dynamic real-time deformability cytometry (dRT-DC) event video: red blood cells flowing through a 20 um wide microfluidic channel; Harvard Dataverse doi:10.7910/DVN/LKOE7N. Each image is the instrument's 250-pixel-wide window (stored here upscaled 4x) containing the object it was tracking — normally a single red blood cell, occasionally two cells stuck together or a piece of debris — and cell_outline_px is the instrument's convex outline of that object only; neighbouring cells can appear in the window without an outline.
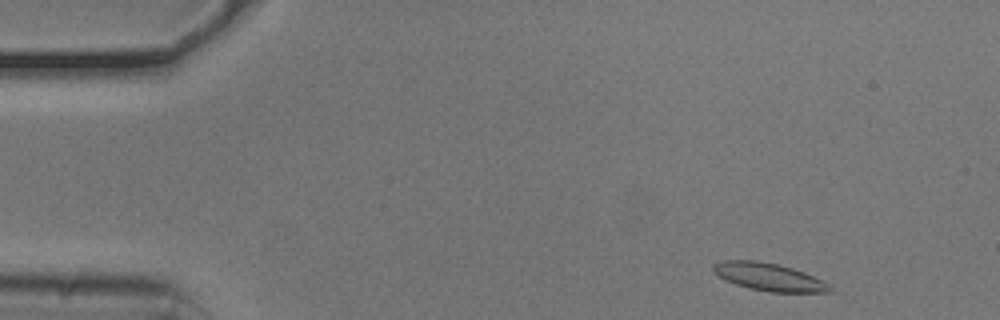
{"species": "common noctule bat (a hibernating species)", "species_latin": "Nyctalus noctula", "temperature_condition": "cold", "stored_images_in_passage": 50, "camera_frame_rate_fps": 3000, "um_per_image_px": 0.085, "animal": {"sex": "male", "body_mass_g": 20.5, "forearm_length_mm": 52.5}, "frame": {"image": 1, "passage_image": 2, "time_ms": 0.333, "image_size_px": [1000, 320], "cell_outline_px": [[836, 292], [772, 292], [748, 288], [736, 284], [712, 272], [712, 264], [720, 260], [756, 260], [776, 264], [792, 268], [804, 272], [828, 284]], "centroid_in_image_um": [65.33, 23.53], "position_along_channel_um": 19.7, "area_um2": 18.67}}
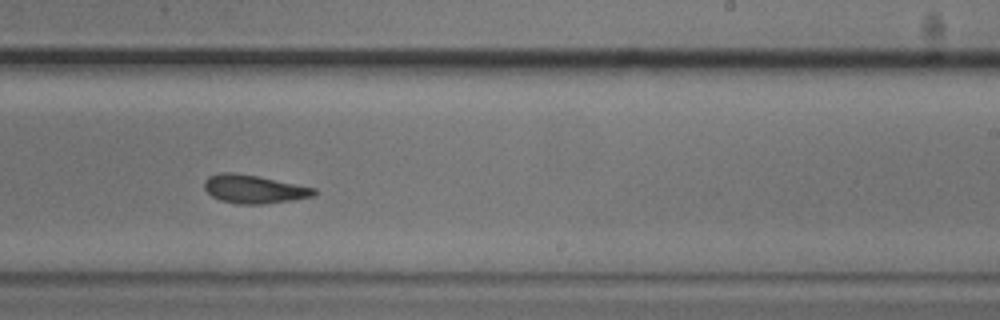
{"frame": {"image": 2, "passage_image": 29, "time_ms": 9.333, "image_size_px": [1000, 320], "cell_outline_px": [[316, 192], [312, 196], [292, 200], [264, 204], [236, 204], [220, 200], [212, 196], [204, 188], [204, 180], [208, 176], [220, 172], [232, 172], [260, 176], [316, 188]], "centroid_in_image_um": [21.56, 16.06], "position_along_channel_um": 267.4, "area_um2": 18.26}}
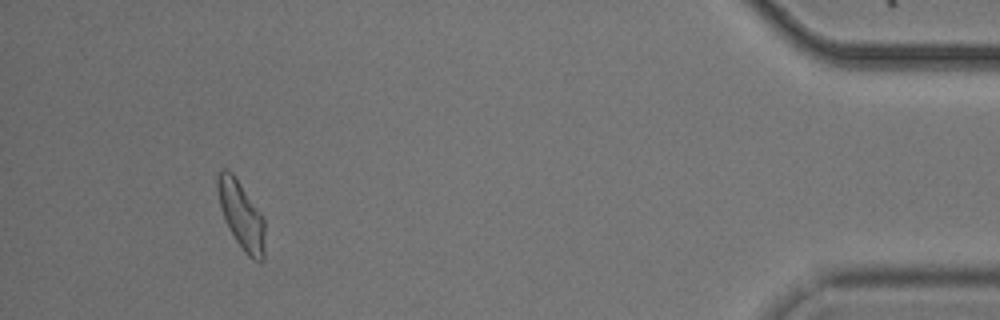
{"frame": {"image": 3, "passage_image": 46, "time_ms": 15.0, "image_size_px": [1000, 320], "cell_outline_px": [[264, 260], [252, 260], [244, 252], [228, 228], [224, 220], [220, 204], [216, 184], [216, 176], [224, 168], [232, 172], [264, 216]], "centroid_in_image_um": [20.51, 18.28], "position_along_channel_um": 414.7, "area_um2": 18.67}, "authors_computed_cell_mechanics": {"area_um2": 18.2648, "velocity_mm_per_s": 3.7476, "shape_relaxation_time_tau1_ms": 5.2748, "shape_relaxation_time_tau2_ms": 4.3003, "deformation_change_tau1": 0.1543, "deformation_change_tau2": 0.11}}